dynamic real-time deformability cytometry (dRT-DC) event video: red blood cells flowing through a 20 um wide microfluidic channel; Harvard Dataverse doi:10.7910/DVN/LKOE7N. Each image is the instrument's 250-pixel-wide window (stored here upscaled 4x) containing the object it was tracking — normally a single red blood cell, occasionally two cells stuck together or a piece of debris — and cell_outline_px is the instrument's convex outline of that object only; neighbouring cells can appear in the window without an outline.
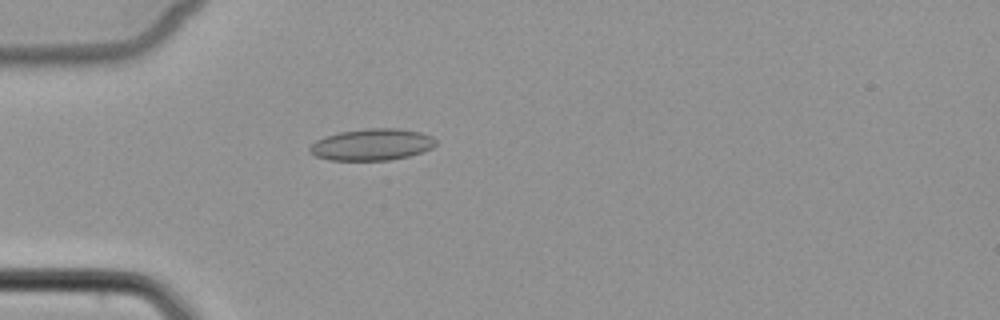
{"species": "common noctule bat (a hibernating species)", "species_latin": "Nyctalus noctula", "temperature_condition": "cold", "stored_images_in_passage": 5, "camera_frame_rate_fps": 3000, "um_per_image_px": 0.085, "animal": {"sex": "female", "body_mass_g": 22.7, "forearm_length_mm": 54.2}, "frame": {"image": 1, "passage_image": 5, "time_ms": 5.0, "image_size_px": [1000, 320], "cell_outline_px": [[436, 144], [432, 148], [408, 156], [388, 160], [332, 160], [316, 156], [308, 152], [308, 148], [316, 140], [324, 136], [340, 132], [368, 128], [396, 128], [420, 132], [432, 136], [436, 140]], "centroid_in_image_um": [31.59, 12.28], "position_along_channel_um": 53.4, "area_um2": 23.18}}